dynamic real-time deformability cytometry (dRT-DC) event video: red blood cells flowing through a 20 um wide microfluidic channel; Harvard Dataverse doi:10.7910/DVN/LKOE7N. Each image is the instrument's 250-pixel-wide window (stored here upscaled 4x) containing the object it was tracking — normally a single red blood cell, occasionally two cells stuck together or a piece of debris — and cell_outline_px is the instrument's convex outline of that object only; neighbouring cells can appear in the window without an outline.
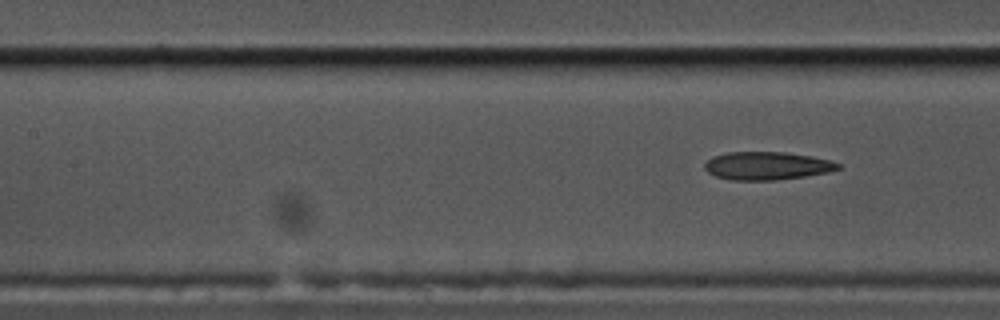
{"species": "common noctule bat (a hibernating species)", "species_latin": "Nyctalus noctula", "temperature_condition": "cold", "stored_images_in_passage": 11, "segment_of_instrument_passage": [2, 2], "camera_frame_rate_fps": 3000, "um_per_image_px": 0.085, "animal": {"sex": "male", "body_mass_g": 17.5, "forearm_length_mm": 52.3}, "frame": {"image": 1, "passage_image": 11, "time_ms": 3.333, "image_size_px": [1000, 320], "cell_outline_px": [[840, 168], [828, 172], [804, 176], [776, 180], [732, 180], [716, 176], [708, 172], [704, 168], [704, 164], [712, 156], [724, 152], [784, 152], [812, 156], [832, 160], [840, 164]], "centroid_in_image_um": [65.18, 14.08], "position_along_channel_um": 142.2, "area_um2": 21.85}}